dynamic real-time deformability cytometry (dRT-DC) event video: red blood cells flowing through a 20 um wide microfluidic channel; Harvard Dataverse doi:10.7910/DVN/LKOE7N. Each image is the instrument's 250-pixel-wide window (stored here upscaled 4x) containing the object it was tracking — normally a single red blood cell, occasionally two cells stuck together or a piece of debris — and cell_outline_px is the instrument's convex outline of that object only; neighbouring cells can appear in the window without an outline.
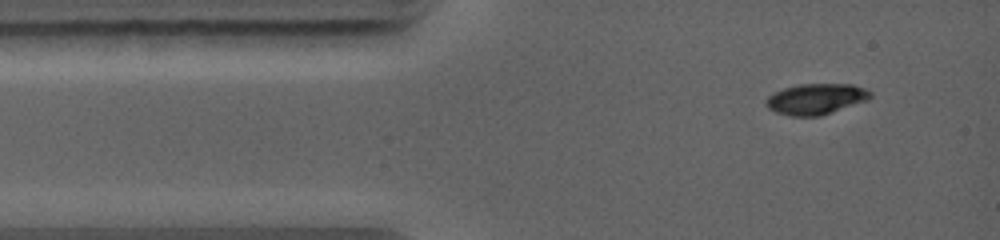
{"species": "common noctule bat (a hibernating species)", "species_latin": "Nyctalus noctula", "temperature_condition": "warm", "stored_images_in_passage": 12, "camera_frame_rate_fps": 5000, "um_per_image_px": 0.085, "animal": {"sex": "female", "body_mass_g": 19.0, "forearm_length_mm": 56.7}, "frame": {"image": 1, "passage_image": 1, "time_ms": 0.0, "image_size_px": [1000, 240], "cell_outline_px": [[872, 96], [868, 100], [820, 116], [792, 116], [776, 112], [768, 108], [764, 104], [764, 100], [772, 92], [784, 88], [800, 84], [852, 84], [864, 88], [872, 92]], "centroid_in_image_um": [69.33, 8.41], "position_along_channel_um": 15.7, "area_um2": 18.84}}
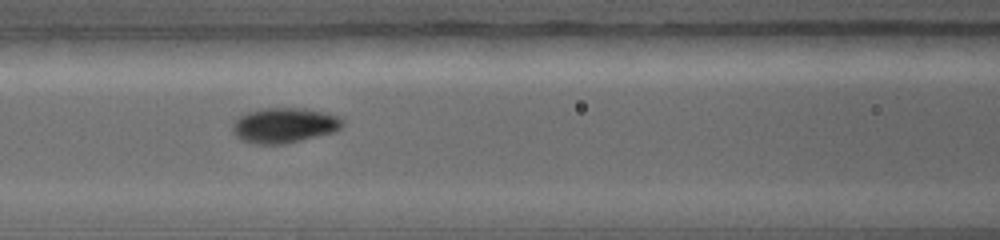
{"frame": {"image": 2, "passage_image": 5, "time_ms": 3.6, "image_size_px": [1000, 240], "cell_outline_px": [[344, 124], [340, 128], [332, 132], [284, 144], [256, 144], [240, 140], [232, 132], [232, 124], [240, 116], [248, 112], [264, 108], [296, 108], [320, 112], [336, 116], [344, 120]], "centroid_in_image_um": [24.1, 10.66], "position_along_channel_um": 142.5, "area_um2": 22.14}}
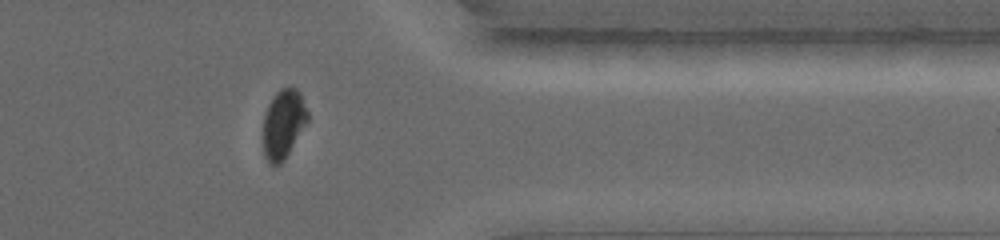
{"frame": {"image": 3, "passage_image": 11, "time_ms": 9.0, "image_size_px": [1000, 240], "cell_outline_px": [[308, 120], [284, 160], [280, 164], [268, 164], [264, 156], [264, 116], [268, 104], [276, 92], [280, 88], [296, 88], [300, 92], [308, 112]], "centroid_in_image_um": [24.08, 10.52], "position_along_channel_um": 387.3, "area_um2": 17.69}}